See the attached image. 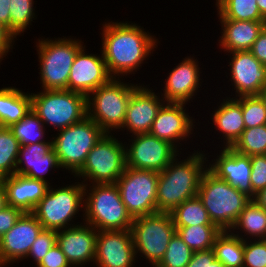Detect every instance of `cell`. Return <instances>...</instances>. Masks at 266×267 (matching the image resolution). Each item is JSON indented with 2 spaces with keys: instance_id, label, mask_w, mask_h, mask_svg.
I'll list each match as a JSON object with an SVG mask.
<instances>
[{
  "instance_id": "6da1fadb",
  "label": "cell",
  "mask_w": 266,
  "mask_h": 267,
  "mask_svg": "<svg viewBox=\"0 0 266 267\" xmlns=\"http://www.w3.org/2000/svg\"><path fill=\"white\" fill-rule=\"evenodd\" d=\"M127 21H106L102 24V52L112 78L136 74L139 67L158 46V38L144 27Z\"/></svg>"
},
{
  "instance_id": "7a4b0ae2",
  "label": "cell",
  "mask_w": 266,
  "mask_h": 267,
  "mask_svg": "<svg viewBox=\"0 0 266 267\" xmlns=\"http://www.w3.org/2000/svg\"><path fill=\"white\" fill-rule=\"evenodd\" d=\"M206 155L203 151L194 150L185 159L176 156L159 172L156 200L158 212L171 213L184 201L197 196L202 175L208 169Z\"/></svg>"
},
{
  "instance_id": "3957f363",
  "label": "cell",
  "mask_w": 266,
  "mask_h": 267,
  "mask_svg": "<svg viewBox=\"0 0 266 267\" xmlns=\"http://www.w3.org/2000/svg\"><path fill=\"white\" fill-rule=\"evenodd\" d=\"M83 213V222L97 231L129 230L134 220L122 202L116 183L84 185Z\"/></svg>"
},
{
  "instance_id": "277c9868",
  "label": "cell",
  "mask_w": 266,
  "mask_h": 267,
  "mask_svg": "<svg viewBox=\"0 0 266 267\" xmlns=\"http://www.w3.org/2000/svg\"><path fill=\"white\" fill-rule=\"evenodd\" d=\"M197 196L201 199L212 223L221 231H230L251 201V197L218 178L207 169L202 175Z\"/></svg>"
},
{
  "instance_id": "5b68a950",
  "label": "cell",
  "mask_w": 266,
  "mask_h": 267,
  "mask_svg": "<svg viewBox=\"0 0 266 267\" xmlns=\"http://www.w3.org/2000/svg\"><path fill=\"white\" fill-rule=\"evenodd\" d=\"M71 37H58L53 40L43 37L44 39L38 38L35 42L42 90H68L72 64L84 45L81 40Z\"/></svg>"
},
{
  "instance_id": "8992f818",
  "label": "cell",
  "mask_w": 266,
  "mask_h": 267,
  "mask_svg": "<svg viewBox=\"0 0 266 267\" xmlns=\"http://www.w3.org/2000/svg\"><path fill=\"white\" fill-rule=\"evenodd\" d=\"M139 86L125 83L123 78H111L87 96V116L105 133L119 132L131 95Z\"/></svg>"
},
{
  "instance_id": "52a82bcc",
  "label": "cell",
  "mask_w": 266,
  "mask_h": 267,
  "mask_svg": "<svg viewBox=\"0 0 266 267\" xmlns=\"http://www.w3.org/2000/svg\"><path fill=\"white\" fill-rule=\"evenodd\" d=\"M31 108L44 126L62 130L87 117V97L70 90L31 93Z\"/></svg>"
},
{
  "instance_id": "ba28073f",
  "label": "cell",
  "mask_w": 266,
  "mask_h": 267,
  "mask_svg": "<svg viewBox=\"0 0 266 267\" xmlns=\"http://www.w3.org/2000/svg\"><path fill=\"white\" fill-rule=\"evenodd\" d=\"M68 185L56 189L49 186L31 212L44 229L58 231L79 225L80 222L73 223V218L78 217L79 211L84 212V184L75 182Z\"/></svg>"
},
{
  "instance_id": "9c48e42d",
  "label": "cell",
  "mask_w": 266,
  "mask_h": 267,
  "mask_svg": "<svg viewBox=\"0 0 266 267\" xmlns=\"http://www.w3.org/2000/svg\"><path fill=\"white\" fill-rule=\"evenodd\" d=\"M105 134L88 116L79 123L57 131L52 141L60 167L74 176L85 164L88 153Z\"/></svg>"
},
{
  "instance_id": "30bf717a",
  "label": "cell",
  "mask_w": 266,
  "mask_h": 267,
  "mask_svg": "<svg viewBox=\"0 0 266 267\" xmlns=\"http://www.w3.org/2000/svg\"><path fill=\"white\" fill-rule=\"evenodd\" d=\"M125 143L112 133H106L88 153L85 164L74 177L80 181L82 177L84 185L116 183L126 168Z\"/></svg>"
},
{
  "instance_id": "8fae6325",
  "label": "cell",
  "mask_w": 266,
  "mask_h": 267,
  "mask_svg": "<svg viewBox=\"0 0 266 267\" xmlns=\"http://www.w3.org/2000/svg\"><path fill=\"white\" fill-rule=\"evenodd\" d=\"M130 231L136 257L141 255L148 261L146 264L155 267L164 256L176 227L171 213L156 212L135 218Z\"/></svg>"
},
{
  "instance_id": "7c38bea8",
  "label": "cell",
  "mask_w": 266,
  "mask_h": 267,
  "mask_svg": "<svg viewBox=\"0 0 266 267\" xmlns=\"http://www.w3.org/2000/svg\"><path fill=\"white\" fill-rule=\"evenodd\" d=\"M159 172L126 167L118 178L122 202L133 219L153 214L157 211V183Z\"/></svg>"
},
{
  "instance_id": "4fadbf2b",
  "label": "cell",
  "mask_w": 266,
  "mask_h": 267,
  "mask_svg": "<svg viewBox=\"0 0 266 267\" xmlns=\"http://www.w3.org/2000/svg\"><path fill=\"white\" fill-rule=\"evenodd\" d=\"M126 147V167L133 169L163 171L181 154L172 144L150 133L130 135Z\"/></svg>"
},
{
  "instance_id": "5bb4252c",
  "label": "cell",
  "mask_w": 266,
  "mask_h": 267,
  "mask_svg": "<svg viewBox=\"0 0 266 267\" xmlns=\"http://www.w3.org/2000/svg\"><path fill=\"white\" fill-rule=\"evenodd\" d=\"M43 229L31 212H23L15 225L0 238V267L24 260Z\"/></svg>"
},
{
  "instance_id": "9a60e30c",
  "label": "cell",
  "mask_w": 266,
  "mask_h": 267,
  "mask_svg": "<svg viewBox=\"0 0 266 267\" xmlns=\"http://www.w3.org/2000/svg\"><path fill=\"white\" fill-rule=\"evenodd\" d=\"M195 120L187 112L186 103L165 102L159 109L149 133L169 142L180 151L183 150L180 148V142L187 141L194 132Z\"/></svg>"
},
{
  "instance_id": "2e32d148",
  "label": "cell",
  "mask_w": 266,
  "mask_h": 267,
  "mask_svg": "<svg viewBox=\"0 0 266 267\" xmlns=\"http://www.w3.org/2000/svg\"><path fill=\"white\" fill-rule=\"evenodd\" d=\"M136 259L130 229L97 231L94 261L97 267H134Z\"/></svg>"
},
{
  "instance_id": "e0dca14e",
  "label": "cell",
  "mask_w": 266,
  "mask_h": 267,
  "mask_svg": "<svg viewBox=\"0 0 266 267\" xmlns=\"http://www.w3.org/2000/svg\"><path fill=\"white\" fill-rule=\"evenodd\" d=\"M230 56L229 71L231 85L236 90L235 96L259 95L266 85V66H264L250 51H235L227 53Z\"/></svg>"
},
{
  "instance_id": "ac0fdd59",
  "label": "cell",
  "mask_w": 266,
  "mask_h": 267,
  "mask_svg": "<svg viewBox=\"0 0 266 267\" xmlns=\"http://www.w3.org/2000/svg\"><path fill=\"white\" fill-rule=\"evenodd\" d=\"M84 49L85 45L78 51L72 64L68 78V90L87 97L112 77L107 70L102 52L100 56V54L87 53V49Z\"/></svg>"
},
{
  "instance_id": "d6986e66",
  "label": "cell",
  "mask_w": 266,
  "mask_h": 267,
  "mask_svg": "<svg viewBox=\"0 0 266 267\" xmlns=\"http://www.w3.org/2000/svg\"><path fill=\"white\" fill-rule=\"evenodd\" d=\"M149 85L141 84L131 95L123 126L120 129L132 135L149 133L161 106L165 103L160 94ZM124 129V130H123Z\"/></svg>"
},
{
  "instance_id": "ffe728a7",
  "label": "cell",
  "mask_w": 266,
  "mask_h": 267,
  "mask_svg": "<svg viewBox=\"0 0 266 267\" xmlns=\"http://www.w3.org/2000/svg\"><path fill=\"white\" fill-rule=\"evenodd\" d=\"M97 230L86 223L57 231V245L72 267L95 261ZM90 262V263H89Z\"/></svg>"
},
{
  "instance_id": "44dd1931",
  "label": "cell",
  "mask_w": 266,
  "mask_h": 267,
  "mask_svg": "<svg viewBox=\"0 0 266 267\" xmlns=\"http://www.w3.org/2000/svg\"><path fill=\"white\" fill-rule=\"evenodd\" d=\"M193 57L194 55L183 58L182 62L173 67L165 79L163 93H161L165 102L186 103L189 105L190 100L192 101L197 92H200L198 88L202 85V82H200V80L202 81L200 79L202 72L197 58Z\"/></svg>"
},
{
  "instance_id": "7402d4cb",
  "label": "cell",
  "mask_w": 266,
  "mask_h": 267,
  "mask_svg": "<svg viewBox=\"0 0 266 267\" xmlns=\"http://www.w3.org/2000/svg\"><path fill=\"white\" fill-rule=\"evenodd\" d=\"M57 156L53 149V142H38L22 145L19 148V156L15 173L43 181L51 186L45 177L53 169H60Z\"/></svg>"
},
{
  "instance_id": "603a6c76",
  "label": "cell",
  "mask_w": 266,
  "mask_h": 267,
  "mask_svg": "<svg viewBox=\"0 0 266 267\" xmlns=\"http://www.w3.org/2000/svg\"><path fill=\"white\" fill-rule=\"evenodd\" d=\"M222 149L216 159L208 162V169L252 198L250 156L242 155L231 147Z\"/></svg>"
},
{
  "instance_id": "cb8c5ba5",
  "label": "cell",
  "mask_w": 266,
  "mask_h": 267,
  "mask_svg": "<svg viewBox=\"0 0 266 267\" xmlns=\"http://www.w3.org/2000/svg\"><path fill=\"white\" fill-rule=\"evenodd\" d=\"M3 184L7 205L19 208L22 212H32L49 188V185L43 181L16 173L7 176Z\"/></svg>"
},
{
  "instance_id": "d4e9b609",
  "label": "cell",
  "mask_w": 266,
  "mask_h": 267,
  "mask_svg": "<svg viewBox=\"0 0 266 267\" xmlns=\"http://www.w3.org/2000/svg\"><path fill=\"white\" fill-rule=\"evenodd\" d=\"M220 105L211 114L212 122L216 131L222 134V148L232 147L241 137L245 130V124L241 109V96L237 98L227 97L220 102Z\"/></svg>"
},
{
  "instance_id": "484cf974",
  "label": "cell",
  "mask_w": 266,
  "mask_h": 267,
  "mask_svg": "<svg viewBox=\"0 0 266 267\" xmlns=\"http://www.w3.org/2000/svg\"><path fill=\"white\" fill-rule=\"evenodd\" d=\"M222 33L218 40L220 50L230 53L235 51H250L266 22L227 20L219 18Z\"/></svg>"
},
{
  "instance_id": "4316f807",
  "label": "cell",
  "mask_w": 266,
  "mask_h": 267,
  "mask_svg": "<svg viewBox=\"0 0 266 267\" xmlns=\"http://www.w3.org/2000/svg\"><path fill=\"white\" fill-rule=\"evenodd\" d=\"M31 109V95L16 87L0 89V126L10 127L19 122Z\"/></svg>"
},
{
  "instance_id": "83f0119b",
  "label": "cell",
  "mask_w": 266,
  "mask_h": 267,
  "mask_svg": "<svg viewBox=\"0 0 266 267\" xmlns=\"http://www.w3.org/2000/svg\"><path fill=\"white\" fill-rule=\"evenodd\" d=\"M230 232L243 241L263 239L266 233V210L251 199L239 214Z\"/></svg>"
},
{
  "instance_id": "f1b7e54d",
  "label": "cell",
  "mask_w": 266,
  "mask_h": 267,
  "mask_svg": "<svg viewBox=\"0 0 266 267\" xmlns=\"http://www.w3.org/2000/svg\"><path fill=\"white\" fill-rule=\"evenodd\" d=\"M213 251L225 267H243L244 241L230 231H222L216 237Z\"/></svg>"
},
{
  "instance_id": "f546056e",
  "label": "cell",
  "mask_w": 266,
  "mask_h": 267,
  "mask_svg": "<svg viewBox=\"0 0 266 267\" xmlns=\"http://www.w3.org/2000/svg\"><path fill=\"white\" fill-rule=\"evenodd\" d=\"M215 6L218 18L266 22L259 12L257 0H218Z\"/></svg>"
},
{
  "instance_id": "4dcf8cb0",
  "label": "cell",
  "mask_w": 266,
  "mask_h": 267,
  "mask_svg": "<svg viewBox=\"0 0 266 267\" xmlns=\"http://www.w3.org/2000/svg\"><path fill=\"white\" fill-rule=\"evenodd\" d=\"M171 216L175 227L214 225L198 196L192 197L181 203L171 212Z\"/></svg>"
},
{
  "instance_id": "1f68e13d",
  "label": "cell",
  "mask_w": 266,
  "mask_h": 267,
  "mask_svg": "<svg viewBox=\"0 0 266 267\" xmlns=\"http://www.w3.org/2000/svg\"><path fill=\"white\" fill-rule=\"evenodd\" d=\"M221 232L216 225L176 227V233L194 252L213 249L215 239Z\"/></svg>"
},
{
  "instance_id": "d6a6232c",
  "label": "cell",
  "mask_w": 266,
  "mask_h": 267,
  "mask_svg": "<svg viewBox=\"0 0 266 267\" xmlns=\"http://www.w3.org/2000/svg\"><path fill=\"white\" fill-rule=\"evenodd\" d=\"M9 128L19 141L20 146L38 142H53L52 139L50 141L45 137L46 128L32 108L23 119L12 124Z\"/></svg>"
},
{
  "instance_id": "836d02e7",
  "label": "cell",
  "mask_w": 266,
  "mask_h": 267,
  "mask_svg": "<svg viewBox=\"0 0 266 267\" xmlns=\"http://www.w3.org/2000/svg\"><path fill=\"white\" fill-rule=\"evenodd\" d=\"M231 148L246 156L266 154V124L245 129Z\"/></svg>"
},
{
  "instance_id": "e575fe53",
  "label": "cell",
  "mask_w": 266,
  "mask_h": 267,
  "mask_svg": "<svg viewBox=\"0 0 266 267\" xmlns=\"http://www.w3.org/2000/svg\"><path fill=\"white\" fill-rule=\"evenodd\" d=\"M34 0H10V32L16 37L32 25L37 17Z\"/></svg>"
},
{
  "instance_id": "d590c367",
  "label": "cell",
  "mask_w": 266,
  "mask_h": 267,
  "mask_svg": "<svg viewBox=\"0 0 266 267\" xmlns=\"http://www.w3.org/2000/svg\"><path fill=\"white\" fill-rule=\"evenodd\" d=\"M20 143L9 127L0 126V169L7 175L15 174Z\"/></svg>"
},
{
  "instance_id": "8d00e7d4",
  "label": "cell",
  "mask_w": 266,
  "mask_h": 267,
  "mask_svg": "<svg viewBox=\"0 0 266 267\" xmlns=\"http://www.w3.org/2000/svg\"><path fill=\"white\" fill-rule=\"evenodd\" d=\"M193 250L175 233L161 261L155 267H186L191 260Z\"/></svg>"
},
{
  "instance_id": "74e56055",
  "label": "cell",
  "mask_w": 266,
  "mask_h": 267,
  "mask_svg": "<svg viewBox=\"0 0 266 267\" xmlns=\"http://www.w3.org/2000/svg\"><path fill=\"white\" fill-rule=\"evenodd\" d=\"M245 129L266 124V106L259 95L241 96Z\"/></svg>"
},
{
  "instance_id": "f35d334b",
  "label": "cell",
  "mask_w": 266,
  "mask_h": 267,
  "mask_svg": "<svg viewBox=\"0 0 266 267\" xmlns=\"http://www.w3.org/2000/svg\"><path fill=\"white\" fill-rule=\"evenodd\" d=\"M243 267H266V241H244Z\"/></svg>"
},
{
  "instance_id": "ab89813d",
  "label": "cell",
  "mask_w": 266,
  "mask_h": 267,
  "mask_svg": "<svg viewBox=\"0 0 266 267\" xmlns=\"http://www.w3.org/2000/svg\"><path fill=\"white\" fill-rule=\"evenodd\" d=\"M56 243L57 231L43 229L32 243L25 259L33 258V261L35 262L33 264L37 265Z\"/></svg>"
},
{
  "instance_id": "60d3db41",
  "label": "cell",
  "mask_w": 266,
  "mask_h": 267,
  "mask_svg": "<svg viewBox=\"0 0 266 267\" xmlns=\"http://www.w3.org/2000/svg\"><path fill=\"white\" fill-rule=\"evenodd\" d=\"M252 197L266 187V154L250 156Z\"/></svg>"
},
{
  "instance_id": "b9f144b4",
  "label": "cell",
  "mask_w": 266,
  "mask_h": 267,
  "mask_svg": "<svg viewBox=\"0 0 266 267\" xmlns=\"http://www.w3.org/2000/svg\"><path fill=\"white\" fill-rule=\"evenodd\" d=\"M36 267H72L60 247L55 244Z\"/></svg>"
},
{
  "instance_id": "7bdbcfd3",
  "label": "cell",
  "mask_w": 266,
  "mask_h": 267,
  "mask_svg": "<svg viewBox=\"0 0 266 267\" xmlns=\"http://www.w3.org/2000/svg\"><path fill=\"white\" fill-rule=\"evenodd\" d=\"M22 213L19 208L10 205L0 211V238L15 225Z\"/></svg>"
},
{
  "instance_id": "ee69618b",
  "label": "cell",
  "mask_w": 266,
  "mask_h": 267,
  "mask_svg": "<svg viewBox=\"0 0 266 267\" xmlns=\"http://www.w3.org/2000/svg\"><path fill=\"white\" fill-rule=\"evenodd\" d=\"M213 249L206 251H195L192 254L191 260L186 267H209L215 260Z\"/></svg>"
},
{
  "instance_id": "f6af8a7d",
  "label": "cell",
  "mask_w": 266,
  "mask_h": 267,
  "mask_svg": "<svg viewBox=\"0 0 266 267\" xmlns=\"http://www.w3.org/2000/svg\"><path fill=\"white\" fill-rule=\"evenodd\" d=\"M16 37L0 23V60L7 56L8 52H12L14 40ZM11 49V50H10Z\"/></svg>"
},
{
  "instance_id": "bcb514c9",
  "label": "cell",
  "mask_w": 266,
  "mask_h": 267,
  "mask_svg": "<svg viewBox=\"0 0 266 267\" xmlns=\"http://www.w3.org/2000/svg\"><path fill=\"white\" fill-rule=\"evenodd\" d=\"M250 52L266 66V26L259 33L258 38L254 41Z\"/></svg>"
},
{
  "instance_id": "7dc6e473",
  "label": "cell",
  "mask_w": 266,
  "mask_h": 267,
  "mask_svg": "<svg viewBox=\"0 0 266 267\" xmlns=\"http://www.w3.org/2000/svg\"><path fill=\"white\" fill-rule=\"evenodd\" d=\"M0 23L10 31V0H0Z\"/></svg>"
},
{
  "instance_id": "c3c4849f",
  "label": "cell",
  "mask_w": 266,
  "mask_h": 267,
  "mask_svg": "<svg viewBox=\"0 0 266 267\" xmlns=\"http://www.w3.org/2000/svg\"><path fill=\"white\" fill-rule=\"evenodd\" d=\"M257 205L264 208L266 210V187L260 191H258L251 198Z\"/></svg>"
},
{
  "instance_id": "681fc988",
  "label": "cell",
  "mask_w": 266,
  "mask_h": 267,
  "mask_svg": "<svg viewBox=\"0 0 266 267\" xmlns=\"http://www.w3.org/2000/svg\"><path fill=\"white\" fill-rule=\"evenodd\" d=\"M7 206L6 191L4 184H0V211Z\"/></svg>"
},
{
  "instance_id": "f907efd6",
  "label": "cell",
  "mask_w": 266,
  "mask_h": 267,
  "mask_svg": "<svg viewBox=\"0 0 266 267\" xmlns=\"http://www.w3.org/2000/svg\"><path fill=\"white\" fill-rule=\"evenodd\" d=\"M257 4L261 16L266 20V0H257Z\"/></svg>"
},
{
  "instance_id": "816d5d0a",
  "label": "cell",
  "mask_w": 266,
  "mask_h": 267,
  "mask_svg": "<svg viewBox=\"0 0 266 267\" xmlns=\"http://www.w3.org/2000/svg\"><path fill=\"white\" fill-rule=\"evenodd\" d=\"M260 98L263 100L265 106H266V85L263 87V89L259 93Z\"/></svg>"
},
{
  "instance_id": "f5cc1de1",
  "label": "cell",
  "mask_w": 266,
  "mask_h": 267,
  "mask_svg": "<svg viewBox=\"0 0 266 267\" xmlns=\"http://www.w3.org/2000/svg\"><path fill=\"white\" fill-rule=\"evenodd\" d=\"M209 267H225L220 261L218 260H214L210 265Z\"/></svg>"
},
{
  "instance_id": "db71d44e",
  "label": "cell",
  "mask_w": 266,
  "mask_h": 267,
  "mask_svg": "<svg viewBox=\"0 0 266 267\" xmlns=\"http://www.w3.org/2000/svg\"><path fill=\"white\" fill-rule=\"evenodd\" d=\"M7 179V175L0 169V184H3Z\"/></svg>"
}]
</instances>
